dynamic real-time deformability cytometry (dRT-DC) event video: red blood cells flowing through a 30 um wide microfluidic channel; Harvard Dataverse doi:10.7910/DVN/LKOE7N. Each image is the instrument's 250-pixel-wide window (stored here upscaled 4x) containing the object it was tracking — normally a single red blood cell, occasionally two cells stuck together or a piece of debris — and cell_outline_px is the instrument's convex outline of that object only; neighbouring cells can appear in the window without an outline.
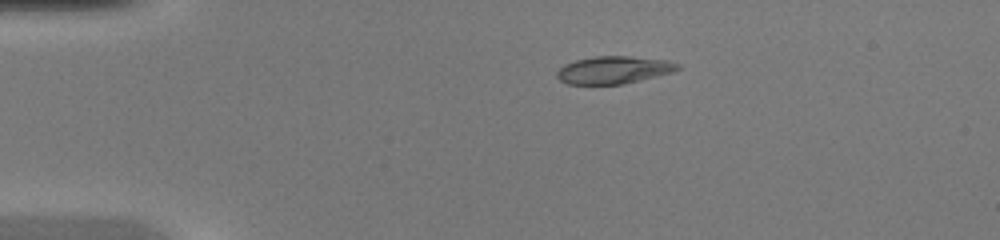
{"species": "common noctule bat (a hibernating species)", "species_latin": "Nyctalus noctula", "temperature_condition": "warm", "stored_images_in_passage": 37, "camera_frame_rate_fps": 3000, "um_per_image_px": 0.085, "animal": {"sex": "female", "body_mass_g": 20.0, "forearm_length_mm": 54.0}, "frame": {"image": 1, "passage_image": 1, "time_ms": 0.0, "image_size_px": [1000, 240], "cell_outline_px": [[680, 68], [672, 72], [624, 84], [568, 84], [560, 80], [556, 76], [556, 72], [564, 64], [576, 60], [596, 56], [628, 56], [668, 60], [680, 64]], "centroid_in_image_um": [52.16, 5.94], "position_along_channel_um": 32.8, "area_um2": 19.31}}
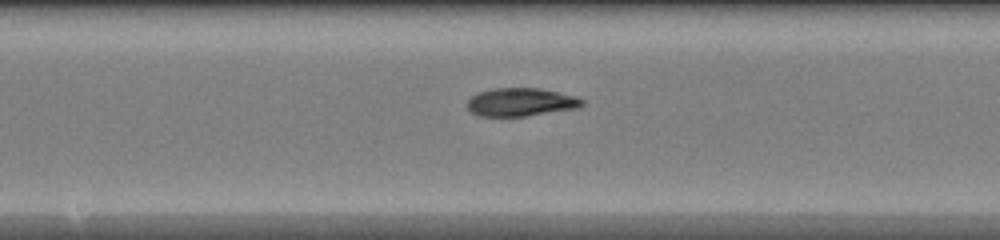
{"frame": {"image": 2, "passage_image": 16, "time_ms": 5.0, "image_size_px": [1000, 240], "cell_outline_px": [[584, 104], [580, 108], [524, 116], [480, 116], [472, 112], [468, 108], [468, 100], [476, 92], [492, 88], [540, 88], [576, 96], [584, 100]], "centroid_in_image_um": [44.29, 8.67], "position_along_channel_um": 203.9, "area_um2": 18.96}}
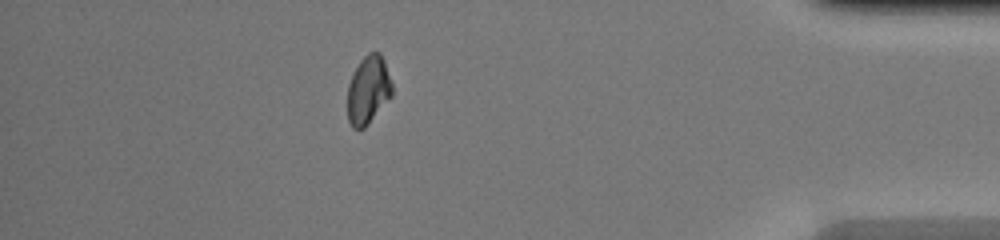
{"frame": {"image": 3, "passage_image": 32, "time_ms": 10.333, "image_size_px": [1000, 240], "cell_outline_px": [[392, 96], [368, 124], [364, 128], [352, 128], [348, 120], [348, 84], [360, 60], [368, 52], [380, 52], [384, 60], [392, 84]], "centroid_in_image_um": [31.31, 7.64], "position_along_channel_um": 403.9, "area_um2": 17.63}}